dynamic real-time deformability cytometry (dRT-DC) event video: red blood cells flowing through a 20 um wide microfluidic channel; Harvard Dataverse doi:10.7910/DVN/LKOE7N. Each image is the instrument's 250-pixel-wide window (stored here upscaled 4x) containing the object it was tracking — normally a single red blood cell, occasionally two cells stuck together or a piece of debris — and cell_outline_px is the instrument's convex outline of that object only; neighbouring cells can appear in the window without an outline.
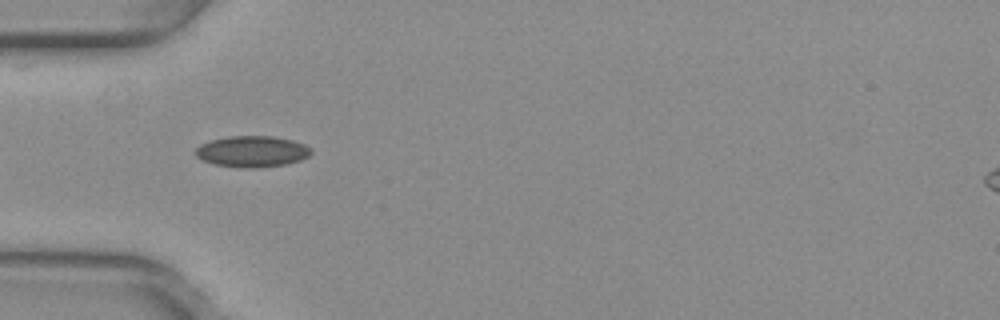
{"species": "common noctule bat (a hibernating species)", "species_latin": "Nyctalus noctula", "temperature_condition": "warm", "stored_images_in_passage": 38, "camera_frame_rate_fps": 3000, "um_per_image_px": 0.085, "animal": {"sex": "female", "body_mass_g": 29.2, "forearm_length_mm": 56.3}, "frame": {"image": 1, "passage_image": 3, "time_ms": 0.667, "image_size_px": [1000, 320], "cell_outline_px": [[312, 152], [308, 156], [300, 160], [288, 164], [256, 168], [240, 168], [212, 164], [196, 156], [196, 148], [200, 144], [212, 140], [228, 136], [272, 136], [292, 140], [304, 144], [312, 148]], "centroid_in_image_um": [21.44, 12.88], "position_along_channel_um": 63.6, "area_um2": 21.1}}
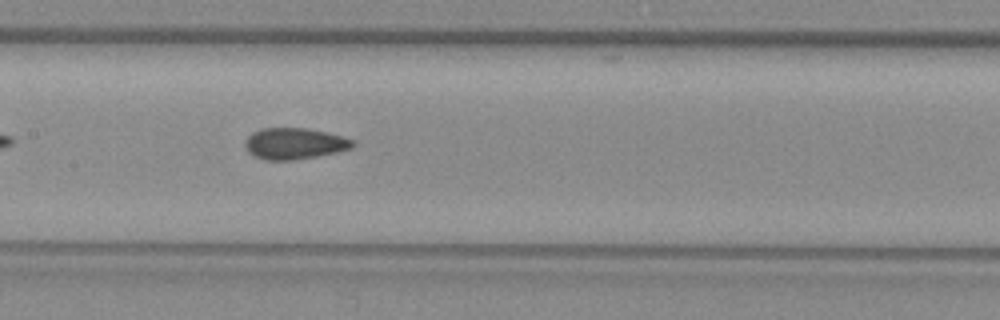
{"frame": {"image": 2, "passage_image": 12, "time_ms": 3.667, "image_size_px": [1000, 320], "cell_outline_px": [[356, 144], [352, 148], [336, 152], [316, 156], [292, 160], [264, 160], [248, 152], [244, 144], [248, 136], [252, 132], [264, 128], [304, 128], [324, 132], [340, 136], [352, 140]], "centroid_in_image_um": [25.0, 12.21], "position_along_channel_um": 182.4, "area_um2": 19.36}}
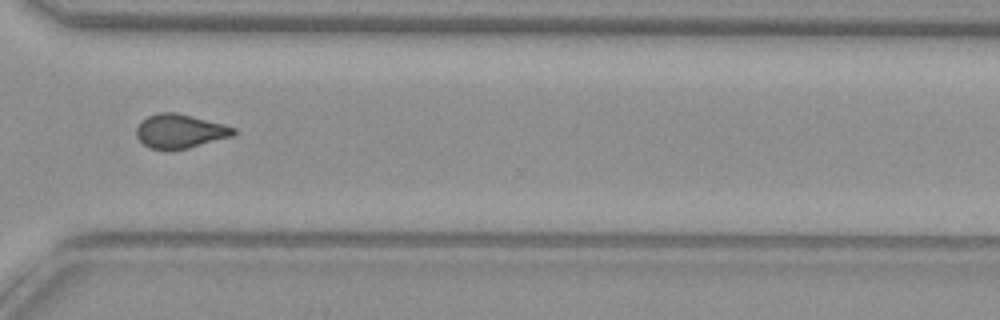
{"frame": {"image": 3, "passage_image": 25, "time_ms": 8.0, "image_size_px": [1000, 320], "cell_outline_px": [[236, 136], [188, 148], [148, 148], [136, 136], [136, 128], [140, 120], [148, 116], [160, 112], [176, 112], [224, 124], [236, 128]], "centroid_in_image_um": [15.33, 11.13], "position_along_channel_um": 355.3, "area_um2": 19.25}, "authors_computed_cell_mechanics": {"area_um2": 19.363, "velocity_mm_per_s": 3.9992, "shape_relaxation_time_tau1_ms": null, "shape_relaxation_time_tau2_ms": 1.428, "deformation_change_tau1": null, "deformation_change_tau2": 0.0737}}